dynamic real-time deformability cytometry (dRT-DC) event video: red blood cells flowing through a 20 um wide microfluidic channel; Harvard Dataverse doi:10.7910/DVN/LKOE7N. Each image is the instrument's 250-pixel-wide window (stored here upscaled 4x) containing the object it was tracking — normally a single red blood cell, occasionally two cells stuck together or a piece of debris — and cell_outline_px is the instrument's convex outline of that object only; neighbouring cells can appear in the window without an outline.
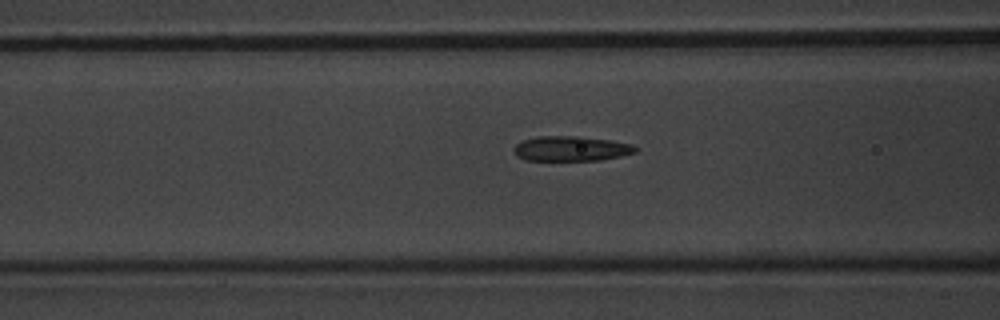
{"species": "common noctule bat (a hibernating species)", "species_latin": "Nyctalus noctula", "temperature_condition": "warm", "stored_images_in_passage": 10, "camera_frame_rate_fps": 3000, "um_per_image_px": 0.085, "animal": {"sex": "male", "body_mass_g": 20.1, "forearm_length_mm": 53.5}, "frame": {"image": 1, "passage_image": 7, "time_ms": 2.0, "image_size_px": [1000, 320], "cell_outline_px": [[636, 152], [620, 156], [600, 160], [524, 160], [516, 156], [512, 148], [516, 144], [524, 140], [536, 136], [580, 136], [608, 140], [632, 144], [636, 148]], "centroid_in_image_um": [48.49, 12.63], "position_along_channel_um": 118.1, "area_um2": 17.63}}